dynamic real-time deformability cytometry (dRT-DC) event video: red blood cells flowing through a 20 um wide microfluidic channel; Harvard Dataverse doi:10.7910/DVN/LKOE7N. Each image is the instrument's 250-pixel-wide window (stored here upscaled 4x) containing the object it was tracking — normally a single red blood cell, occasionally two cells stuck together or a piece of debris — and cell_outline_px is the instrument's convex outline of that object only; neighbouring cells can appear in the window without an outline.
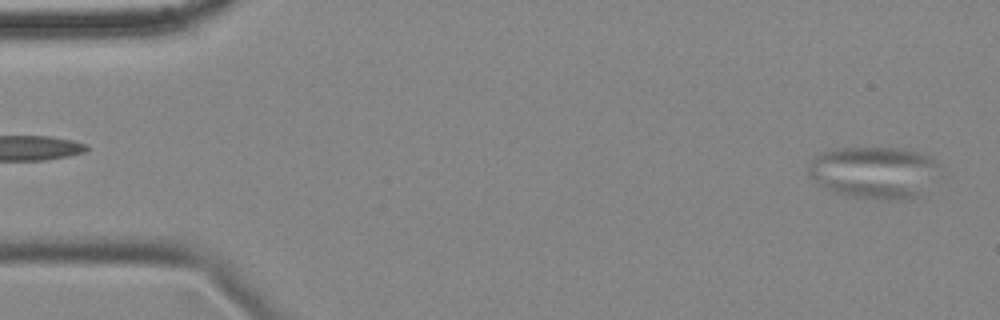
{"species": "common noctule bat (a hibernating species)", "species_latin": "Nyctalus noctula", "temperature_condition": "cold", "stored_images_in_passage": 57, "camera_frame_rate_fps": 3000, "um_per_image_px": 0.085, "animal": {"sex": "female", "body_mass_g": 18.4}, "frame": {"image": 1, "passage_image": 2, "time_ms": 0.333, "image_size_px": [1000, 320], "cell_outline_px": [[928, 164], [916, 196], [888, 200], [856, 196], [836, 192], [816, 180], [808, 172], [808, 168], [812, 160], [816, 156], [824, 152], [840, 148], [900, 148], [916, 152], [924, 156], [928, 160]], "centroid_in_image_um": [74.01, 14.61], "position_along_channel_um": 11.0, "area_um2": 36.01}}
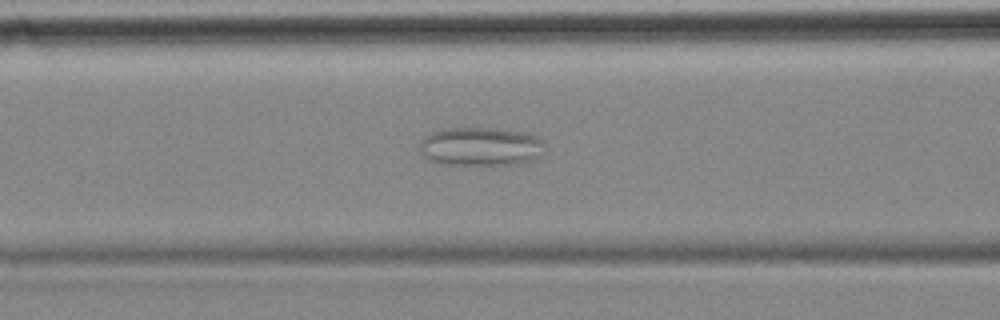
{"frame": {"image": 2, "passage_image": 22, "time_ms": 7.0, "image_size_px": [1000, 320], "cell_outline_px": [[544, 144], [536, 156], [532, 160], [512, 164], [444, 164], [432, 160], [424, 156], [420, 152], [420, 140], [428, 132], [444, 128], [496, 128], [532, 132], [544, 140]], "centroid_in_image_um": [40.83, 12.41], "position_along_channel_um": 125.8, "area_um2": 28.26}}
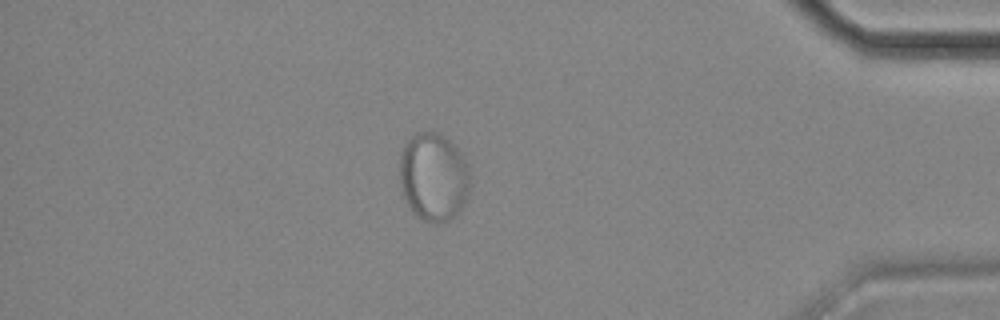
{"frame": {"image": 3, "passage_image": 49, "time_ms": 16.0, "image_size_px": [1000, 320], "cell_outline_px": [[468, 192], [460, 208], [448, 220], [436, 224], [424, 220], [416, 216], [412, 212], [400, 188], [400, 152], [404, 144], [416, 132], [440, 132], [460, 152], [468, 164]], "centroid_in_image_um": [36.81, 15.02], "position_along_channel_um": 398.4, "area_um2": 35.95}}